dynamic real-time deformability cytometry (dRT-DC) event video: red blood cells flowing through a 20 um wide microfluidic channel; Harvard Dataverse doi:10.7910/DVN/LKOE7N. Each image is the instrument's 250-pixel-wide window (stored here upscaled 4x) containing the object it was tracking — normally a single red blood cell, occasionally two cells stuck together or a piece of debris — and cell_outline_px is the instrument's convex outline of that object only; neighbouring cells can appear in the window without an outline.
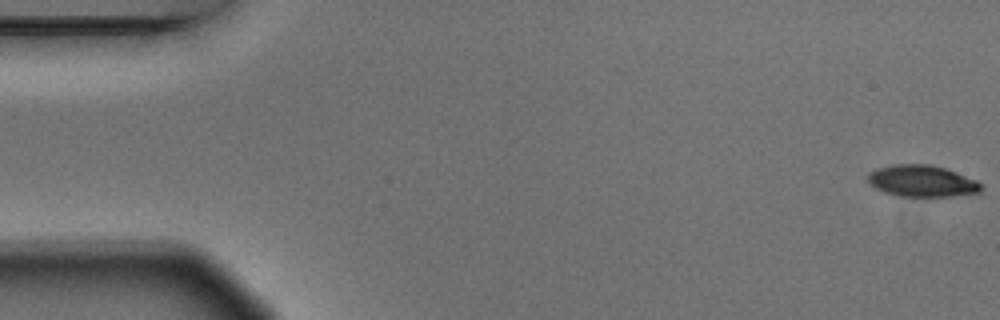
{"species": "Egyptian fruit bat (a non-hibernating species)", "species_latin": "Rousettus aegyptiacus", "temperature_condition": "warm", "stored_images_in_passage": 4, "camera_frame_rate_fps": 3000, "um_per_image_px": 0.085, "animal": {"sex": "male"}, "frame": {"image": 1, "passage_image": 1, "time_ms": 0.0, "image_size_px": [1000, 320], "cell_outline_px": [[984, 188], [980, 192], [952, 196], [896, 196], [884, 192], [876, 188], [868, 180], [868, 176], [876, 168], [892, 164], [932, 164], [956, 172], [976, 180]], "centroid_in_image_um": [78.38, 15.38], "position_along_channel_um": 6.6, "area_um2": 20.75}}
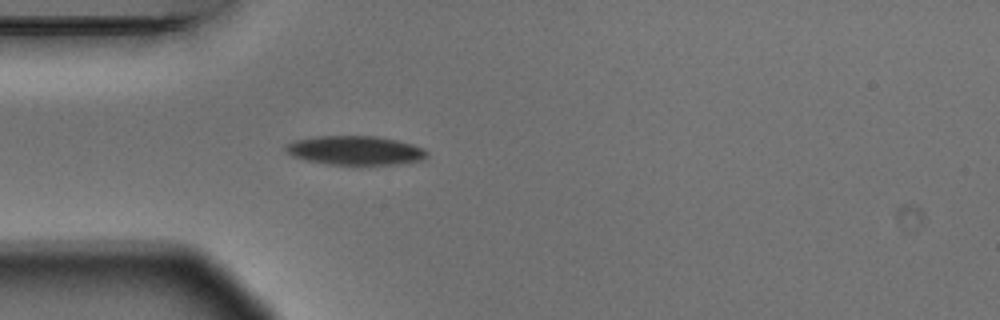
{"frame": {"image": 2, "passage_image": 4, "time_ms": 1.0, "image_size_px": [1000, 320], "cell_outline_px": [[428, 156], [424, 160], [396, 164], [328, 164], [308, 160], [292, 156], [284, 148], [288, 144], [296, 140], [316, 136], [376, 136], [396, 140], [412, 144], [424, 148], [428, 152]], "centroid_in_image_um": [30.24, 12.78], "position_along_channel_um": 54.8, "area_um2": 23.7}}